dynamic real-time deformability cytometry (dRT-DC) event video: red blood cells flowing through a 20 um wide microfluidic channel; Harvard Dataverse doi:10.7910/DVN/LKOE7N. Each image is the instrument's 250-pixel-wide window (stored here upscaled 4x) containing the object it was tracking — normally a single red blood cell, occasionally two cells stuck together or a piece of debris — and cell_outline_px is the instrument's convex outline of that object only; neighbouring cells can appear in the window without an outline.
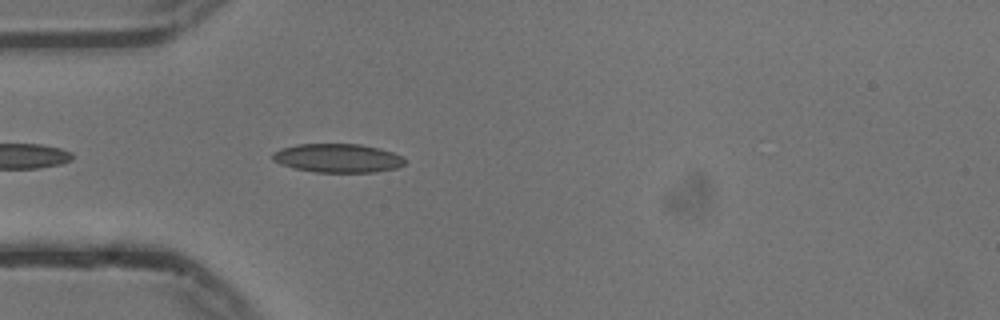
{"species": "common noctule bat (a hibernating species)", "species_latin": "Nyctalus noctula", "temperature_condition": "cold", "stored_images_in_passage": 17, "camera_frame_rate_fps": 3000, "um_per_image_px": 0.085, "animal": {"sex": "male", "body_mass_g": 13.3}, "frame": {"image": 1, "passage_image": 3, "time_ms": 0.667, "image_size_px": [1000, 320], "cell_outline_px": [[404, 164], [396, 168], [376, 172], [316, 172], [292, 168], [280, 164], [272, 160], [272, 152], [280, 148], [296, 144], [360, 144], [392, 152], [404, 156]], "centroid_in_image_um": [28.66, 13.44], "position_along_channel_um": 56.3, "area_um2": 22.25}}